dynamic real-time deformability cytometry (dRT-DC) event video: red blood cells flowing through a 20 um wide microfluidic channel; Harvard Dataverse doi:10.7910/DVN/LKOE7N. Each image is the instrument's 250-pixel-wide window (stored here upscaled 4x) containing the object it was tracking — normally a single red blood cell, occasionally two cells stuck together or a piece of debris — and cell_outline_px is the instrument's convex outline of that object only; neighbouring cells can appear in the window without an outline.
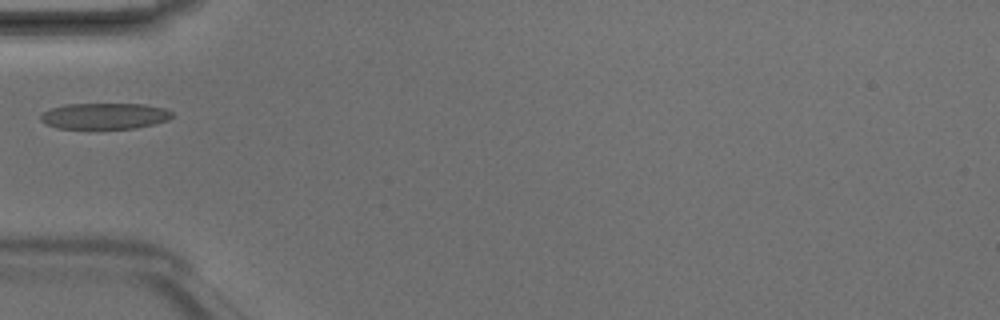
{"species": "Egyptian fruit bat (a non-hibernating species)", "species_latin": "Rousettus aegyptiacus", "temperature_condition": "room temperature", "stored_images_in_passage": 4, "camera_frame_rate_fps": 3000, "um_per_image_px": 0.085, "animal": {"sex": "male"}, "frame": {"image": 1, "passage_image": 3, "time_ms": 0.667, "image_size_px": [1000, 320], "cell_outline_px": [[172, 116], [168, 120], [156, 124], [136, 128], [56, 128], [44, 124], [40, 120], [40, 112], [48, 108], [64, 104], [144, 104], [164, 108], [172, 112]], "centroid_in_image_um": [8.83, 9.85], "position_along_channel_um": 76.2, "area_um2": 20.23}}